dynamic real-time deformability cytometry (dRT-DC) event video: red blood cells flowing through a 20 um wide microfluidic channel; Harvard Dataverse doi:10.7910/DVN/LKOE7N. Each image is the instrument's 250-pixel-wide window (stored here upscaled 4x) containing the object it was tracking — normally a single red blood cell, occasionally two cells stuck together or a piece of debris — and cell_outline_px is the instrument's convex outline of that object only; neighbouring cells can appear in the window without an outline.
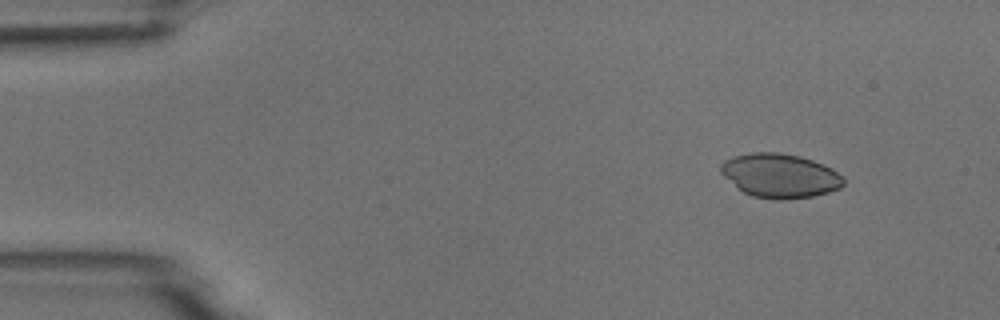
{"species": "common noctule bat (a hibernating species)", "species_latin": "Nyctalus noctula", "temperature_condition": "room temperature", "stored_images_in_passage": 5, "camera_frame_rate_fps": 3000, "um_per_image_px": 0.085, "animal": {"sex": "male", "body_mass_g": 18.8}, "frame": {"image": 1, "passage_image": 2, "time_ms": 1.0, "image_size_px": [1000, 320], "cell_outline_px": [[844, 184], [840, 188], [828, 192], [812, 196], [780, 200], [752, 196], [744, 192], [724, 176], [720, 172], [720, 164], [724, 160], [732, 156], [752, 152], [780, 152], [800, 156], [824, 164], [832, 168], [844, 176]], "centroid_in_image_um": [66.31, 14.91], "position_along_channel_um": 18.7, "area_um2": 31.62}}